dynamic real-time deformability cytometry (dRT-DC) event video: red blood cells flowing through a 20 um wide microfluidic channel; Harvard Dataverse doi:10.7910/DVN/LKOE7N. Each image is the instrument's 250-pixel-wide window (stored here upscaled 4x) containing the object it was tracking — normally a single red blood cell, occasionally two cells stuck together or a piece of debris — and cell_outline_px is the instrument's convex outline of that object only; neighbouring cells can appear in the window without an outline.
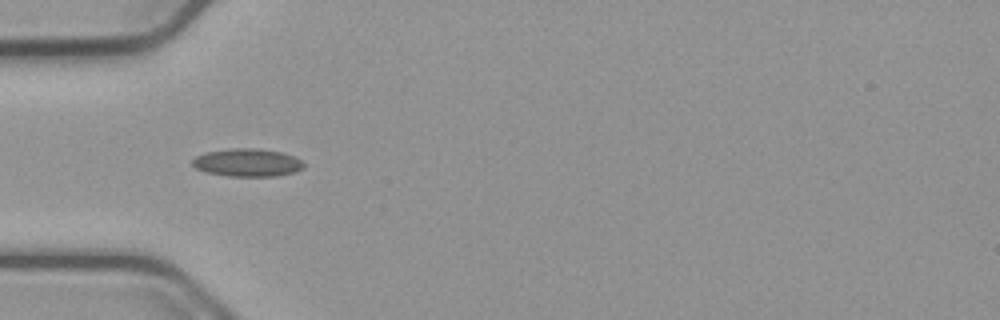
{"species": "common noctule bat (a hibernating species)", "species_latin": "Nyctalus noctula", "temperature_condition": "cold", "stored_images_in_passage": 38, "camera_frame_rate_fps": 3000, "um_per_image_px": 0.085, "animal": {"sex": "male", "body_mass_g": 23.1, "forearm_length_mm": 52.7}, "frame": {"image": 1, "passage_image": 1, "time_ms": 0.0, "image_size_px": [1000, 320], "cell_outline_px": [[304, 168], [296, 172], [276, 176], [228, 176], [208, 172], [196, 168], [192, 164], [192, 160], [196, 156], [204, 152], [232, 148], [256, 148], [280, 152], [292, 156], [300, 160], [304, 164]], "centroid_in_image_um": [21.02, 13.82], "position_along_channel_um": 64.0, "area_um2": 18.03}}
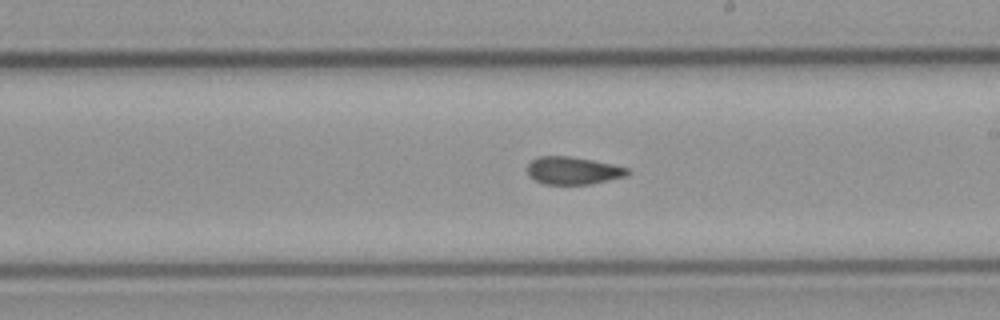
{"frame": {"image": 2, "passage_image": 15, "time_ms": 4.667, "image_size_px": [1000, 320], "cell_outline_px": [[628, 176], [592, 184], [544, 184], [536, 180], [528, 172], [528, 164], [532, 160], [540, 156], [568, 156], [592, 160], [612, 164], [628, 168]], "centroid_in_image_um": [48.74, 14.5], "position_along_channel_um": 240.3, "area_um2": 15.95}}
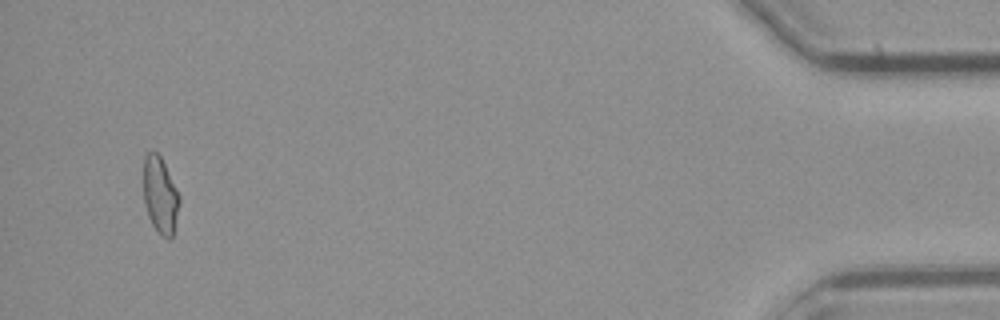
{"frame": {"image": 3, "passage_image": 36, "time_ms": 11.667, "image_size_px": [1000, 320], "cell_outline_px": [[180, 204], [172, 236], [168, 240], [160, 236], [152, 224], [148, 216], [144, 200], [144, 156], [148, 152], [156, 152], [160, 156], [180, 196]], "centroid_in_image_um": [13.62, 16.63], "position_along_channel_um": 421.6, "area_um2": 15.9}, "authors_computed_cell_mechanics": {"area_um2": 16.2418, "velocity_mm_per_s": 3.7784, "shape_relaxation_time_tau1_ms": null, "shape_relaxation_time_tau2_ms": 2.6125, "deformation_change_tau1": null, "deformation_change_tau2": 0.0831}}